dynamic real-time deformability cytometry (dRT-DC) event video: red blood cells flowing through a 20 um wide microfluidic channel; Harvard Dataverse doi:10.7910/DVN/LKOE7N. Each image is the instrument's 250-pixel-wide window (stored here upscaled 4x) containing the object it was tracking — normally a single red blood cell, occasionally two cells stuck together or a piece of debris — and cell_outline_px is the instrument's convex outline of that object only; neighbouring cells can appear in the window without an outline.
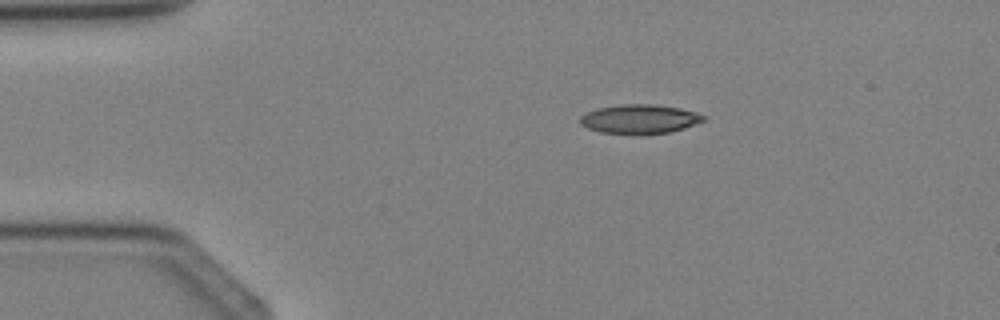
{"species": "Egyptian fruit bat (a non-hibernating species)", "species_latin": "Rousettus aegyptiacus", "temperature_condition": "cold", "stored_images_in_passage": 2, "camera_frame_rate_fps": 3000, "um_per_image_px": 0.085, "animal": {"sex": "female"}, "frame": {"image": 1, "passage_image": 1, "time_ms": 0.0, "image_size_px": [1000, 320], "cell_outline_px": [[708, 120], [684, 128], [668, 132], [600, 132], [588, 128], [580, 124], [580, 116], [584, 112], [596, 108], [620, 104], [656, 104], [680, 108], [696, 112], [708, 116]], "centroid_in_image_um": [54.39, 10.07], "position_along_channel_um": 30.6, "area_um2": 20.69}}